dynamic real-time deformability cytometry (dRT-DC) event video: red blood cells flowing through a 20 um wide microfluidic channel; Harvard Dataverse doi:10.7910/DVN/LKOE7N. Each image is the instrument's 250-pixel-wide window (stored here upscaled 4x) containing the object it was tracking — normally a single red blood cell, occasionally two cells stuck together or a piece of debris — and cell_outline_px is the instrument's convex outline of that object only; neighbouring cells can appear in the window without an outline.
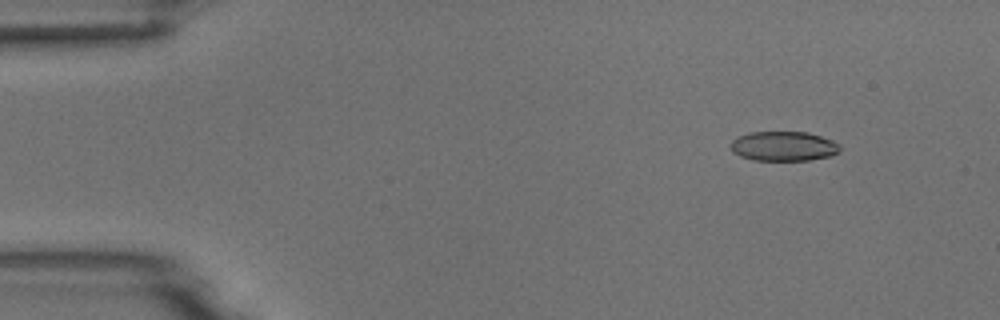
{"species": "common noctule bat (a hibernating species)", "species_latin": "Nyctalus noctula", "temperature_condition": "room temperature", "stored_images_in_passage": 3, "camera_frame_rate_fps": 3000, "um_per_image_px": 0.085, "animal": {"sex": "male", "body_mass_g": 18.8}, "frame": {"image": 1, "passage_image": 1, "time_ms": 0.0, "image_size_px": [1000, 320], "cell_outline_px": [[840, 152], [832, 156], [808, 160], [752, 160], [740, 156], [732, 152], [732, 140], [748, 132], [808, 132], [832, 140], [840, 144]], "centroid_in_image_um": [66.64, 12.43], "position_along_channel_um": 18.4, "area_um2": 18.9}}